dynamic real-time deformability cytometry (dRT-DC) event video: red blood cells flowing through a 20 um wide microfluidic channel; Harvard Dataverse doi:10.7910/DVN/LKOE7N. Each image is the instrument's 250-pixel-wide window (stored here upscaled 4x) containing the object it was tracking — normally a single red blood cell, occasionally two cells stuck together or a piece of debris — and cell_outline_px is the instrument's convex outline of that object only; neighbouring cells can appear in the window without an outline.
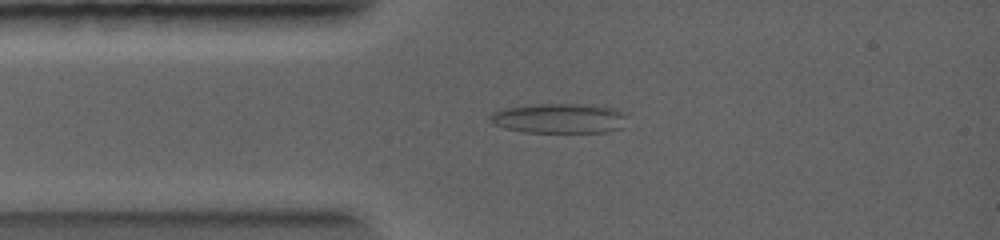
{"species": "common noctule bat (a hibernating species)", "species_latin": "Nyctalus noctula", "temperature_condition": "warm", "stored_images_in_passage": 12, "camera_frame_rate_fps": 5000, "um_per_image_px": 0.085, "animal": {"sex": "female", "body_mass_g": 19.0, "forearm_length_mm": 56.7}, "frame": {"image": 1, "passage_image": 4, "time_ms": 1.2, "image_size_px": [1000, 240], "cell_outline_px": [[628, 116], [620, 128], [604, 132], [524, 132], [504, 128], [492, 124], [488, 120], [488, 116], [492, 112], [504, 108], [520, 104], [588, 104], [612, 108], [628, 112]], "centroid_in_image_um": [47.49, 10.04], "position_along_channel_um": 37.5, "area_um2": 24.33}}
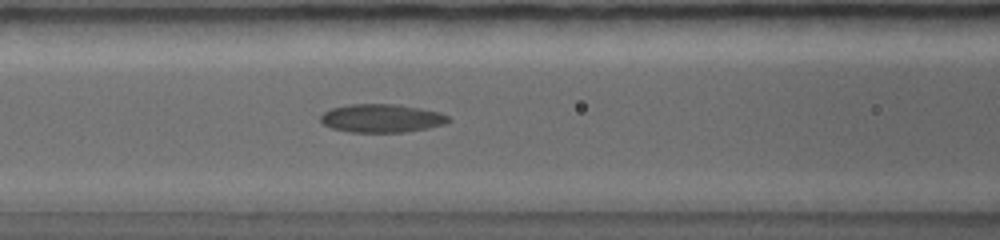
{"frame": {"image": 2, "passage_image": 9, "time_ms": 3.0, "image_size_px": [1000, 240], "cell_outline_px": [[452, 120], [444, 124], [428, 128], [404, 132], [352, 132], [332, 128], [324, 124], [320, 120], [320, 116], [324, 112], [332, 108], [352, 104], [400, 104], [440, 112], [448, 116]], "centroid_in_image_um": [32.47, 10.05], "position_along_channel_um": 134.1, "area_um2": 21.1}}
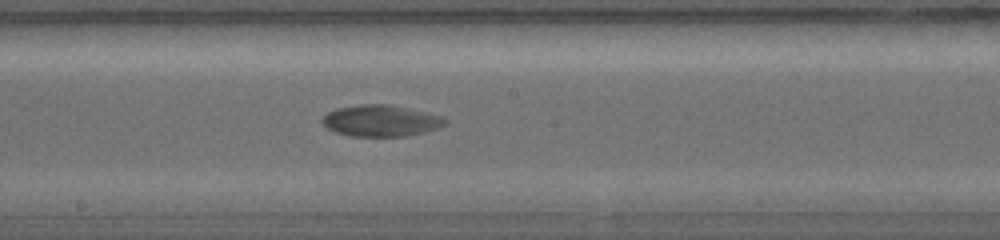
{"frame": {"image": 3, "passage_image": 12, "time_ms": 4.4, "image_size_px": [1000, 240], "cell_outline_px": [[448, 124], [436, 128], [404, 136], [352, 136], [336, 132], [328, 128], [320, 120], [328, 112], [336, 108], [360, 104], [388, 104], [424, 112], [440, 116], [448, 120]], "centroid_in_image_um": [32.34, 10.25], "position_along_channel_um": 215.9, "area_um2": 22.14}}